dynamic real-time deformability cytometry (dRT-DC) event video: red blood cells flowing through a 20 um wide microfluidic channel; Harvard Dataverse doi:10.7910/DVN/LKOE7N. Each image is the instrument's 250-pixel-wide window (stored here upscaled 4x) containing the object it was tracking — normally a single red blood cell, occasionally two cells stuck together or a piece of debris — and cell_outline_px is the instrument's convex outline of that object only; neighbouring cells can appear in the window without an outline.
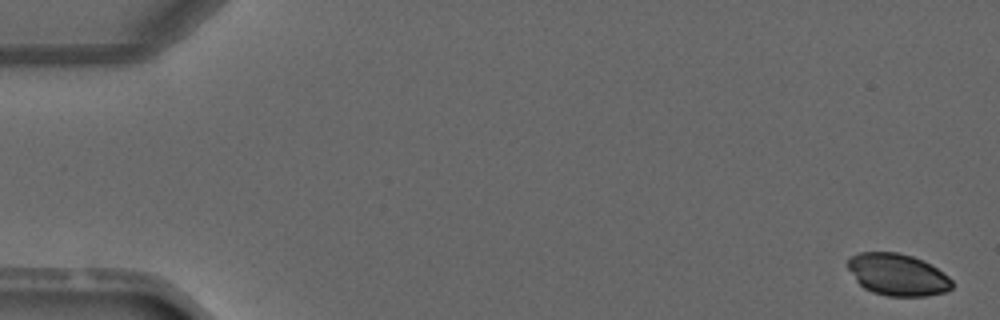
{"species": "common noctule bat (a hibernating species)", "species_latin": "Nyctalus noctula", "temperature_condition": "warm", "stored_images_in_passage": 5, "camera_frame_rate_fps": 3000, "um_per_image_px": 0.085, "animal": {"sex": "male", "forearm_length_mm": 52.5}, "frame": {"image": 1, "passage_image": 1, "time_ms": 0.0, "image_size_px": [1000, 320], "cell_outline_px": [[952, 288], [948, 292], [924, 296], [888, 296], [872, 292], [864, 288], [856, 280], [848, 268], [848, 260], [852, 256], [860, 252], [896, 252], [912, 256], [936, 268], [948, 276], [952, 280]], "centroid_in_image_um": [76.29, 23.36], "position_along_channel_um": 8.7, "area_um2": 25.26}}